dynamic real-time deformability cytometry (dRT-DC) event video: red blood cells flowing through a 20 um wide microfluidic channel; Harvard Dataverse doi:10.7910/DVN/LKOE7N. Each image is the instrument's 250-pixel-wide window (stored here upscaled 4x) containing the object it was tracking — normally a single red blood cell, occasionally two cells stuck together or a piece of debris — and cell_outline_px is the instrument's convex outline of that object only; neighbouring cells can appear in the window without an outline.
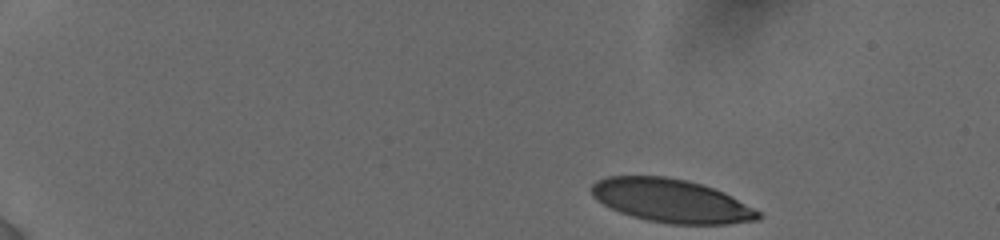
{"species": "human", "species_latin": "Homo sapiens", "temperature_condition": "cold", "stored_images_in_passage": 31, "camera_frame_rate_fps": 3000, "um_per_image_px": 0.085, "donor": {"sex": "female"}, "frame": {"image": 1, "passage_image": 1, "time_ms": 0.0, "image_size_px": [1000, 240], "cell_outline_px": [[764, 216], [760, 220], [728, 224], [668, 224], [648, 220], [632, 216], [620, 212], [596, 200], [592, 196], [592, 184], [596, 180], [608, 176], [668, 176], [700, 184], [724, 192], [760, 212]], "centroid_in_image_um": [57.07, 17.07], "position_along_channel_um": 27.9, "area_um2": 42.08}}
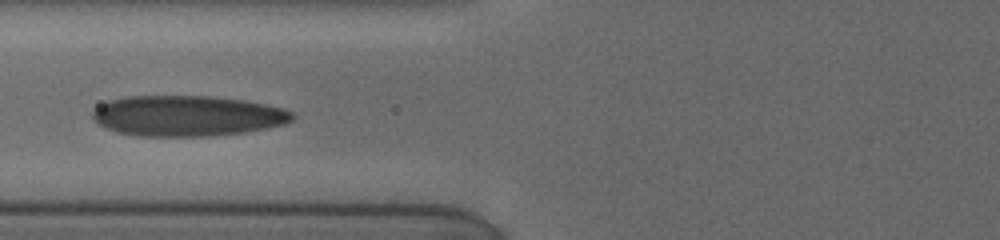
{"frame": {"image": 2, "passage_image": 22, "time_ms": 5.333, "image_size_px": [1000, 240], "cell_outline_px": [[296, 116], [292, 120], [284, 124], [268, 128], [244, 132], [212, 136], [136, 136], [116, 132], [104, 128], [96, 124], [92, 116], [92, 112], [100, 104], [108, 100], [124, 96], [212, 96], [248, 100], [284, 108], [292, 112]], "centroid_in_image_um": [15.9, 9.84], "position_along_channel_um": 109.9, "area_um2": 47.92}}
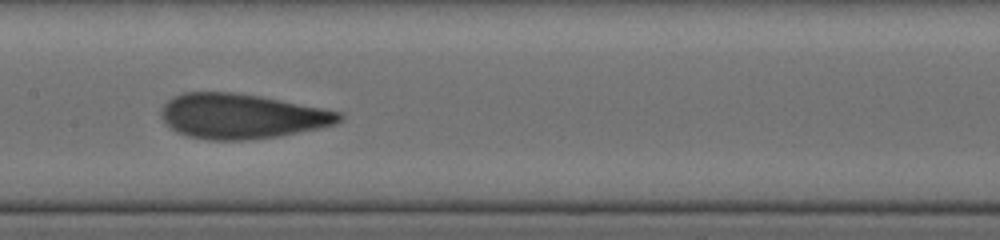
{"frame": {"image": 3, "passage_image": 30, "time_ms": 7.333, "image_size_px": [1000, 240], "cell_outline_px": [[344, 116], [336, 124], [320, 128], [280, 136], [240, 140], [208, 140], [188, 136], [176, 132], [164, 124], [160, 116], [160, 108], [168, 100], [184, 92], [232, 92], [260, 96], [344, 112]], "centroid_in_image_um": [20.52, 9.88], "position_along_channel_um": 186.9, "area_um2": 46.88}}